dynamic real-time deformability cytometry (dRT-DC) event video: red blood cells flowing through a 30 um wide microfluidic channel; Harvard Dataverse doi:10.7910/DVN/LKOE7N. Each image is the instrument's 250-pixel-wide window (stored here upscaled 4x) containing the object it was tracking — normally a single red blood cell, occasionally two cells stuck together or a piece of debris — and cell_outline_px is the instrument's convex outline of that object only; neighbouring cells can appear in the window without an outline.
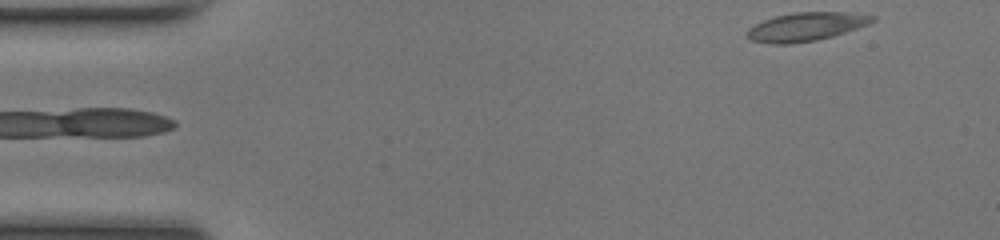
{"species": "common noctule bat (a hibernating species)", "species_latin": "Nyctalus noctula", "temperature_condition": "room temperature", "stored_images_in_passage": 47, "segment_of_instrument_passage": [1, 2], "camera_frame_rate_fps": 3000, "um_per_image_px": 0.085, "animal": {"sex": "female", "body_mass_g": 17.0, "forearm_length_mm": 48.0}, "frame": {"image": 1, "passage_image": 1, "time_ms": 0.0, "image_size_px": [1000, 240], "cell_outline_px": [[876, 20], [868, 24], [832, 36], [816, 40], [792, 44], [772, 44], [752, 40], [748, 36], [748, 28], [764, 20], [776, 16], [796, 12], [844, 12], [876, 16]], "centroid_in_image_um": [68.52, 2.27], "position_along_channel_um": 16.5, "area_um2": 20.52}}
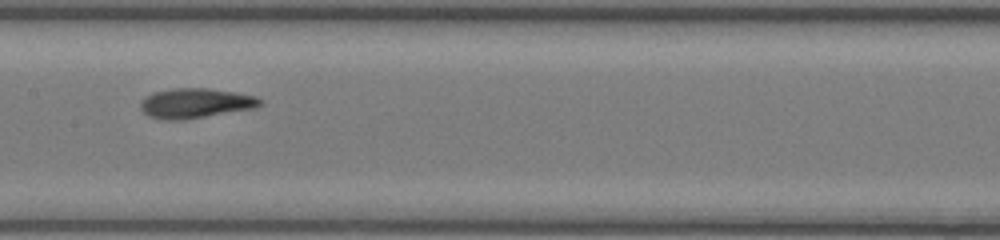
{"frame": {"image": 2, "passage_image": 21, "time_ms": 6.667, "image_size_px": [1000, 240], "cell_outline_px": [[264, 104], [256, 108], [184, 120], [160, 120], [148, 116], [140, 108], [140, 104], [152, 92], [176, 88], [208, 88], [256, 96], [264, 100]], "centroid_in_image_um": [16.65, 8.78], "position_along_channel_um": 190.7, "area_um2": 20.92}}
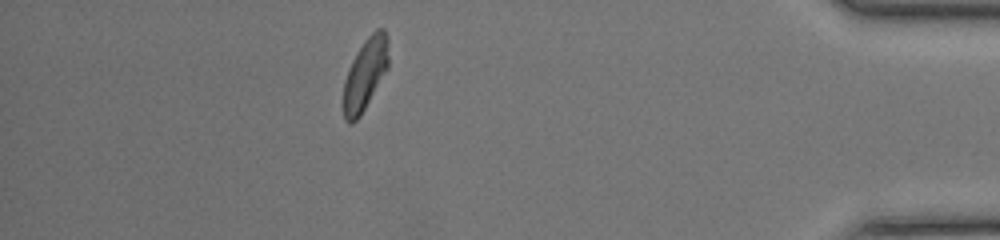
{"frame": {"image": 3, "passage_image": 40, "time_ms": 13.0, "image_size_px": [1000, 240], "cell_outline_px": [[388, 68], [360, 116], [352, 124], [348, 124], [344, 120], [344, 80], [348, 68], [352, 60], [364, 40], [376, 28], [384, 28], [388, 36]], "centroid_in_image_um": [31.05, 6.28], "position_along_channel_um": 404.2, "area_um2": 18.84}}